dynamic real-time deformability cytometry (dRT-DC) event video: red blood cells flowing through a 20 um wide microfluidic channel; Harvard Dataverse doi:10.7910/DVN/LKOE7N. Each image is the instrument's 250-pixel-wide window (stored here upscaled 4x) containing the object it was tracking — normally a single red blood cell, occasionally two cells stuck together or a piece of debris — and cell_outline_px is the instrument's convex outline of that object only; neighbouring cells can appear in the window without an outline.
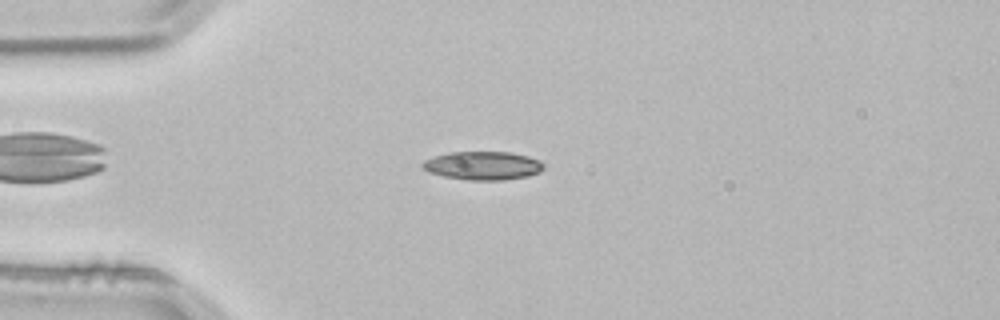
{"species": "common noctule bat (a hibernating species)", "species_latin": "Nyctalus noctula", "temperature_condition": "room temperature", "stored_images_in_passage": 4, "camera_frame_rate_fps": 3000, "um_per_image_px": 0.085, "animal": {"sex": "male", "body_mass_g": 21.5, "forearm_length_mm": 52.0}, "frame": {"image": 1, "passage_image": 3, "time_ms": 0.667, "image_size_px": [1000, 320], "cell_outline_px": [[544, 168], [540, 172], [528, 176], [504, 180], [468, 180], [444, 176], [428, 172], [420, 164], [424, 160], [448, 152], [512, 152], [528, 156], [540, 160], [544, 164]], "centroid_in_image_um": [41.07, 14.07], "position_along_channel_um": 43.9, "area_um2": 20.17}}
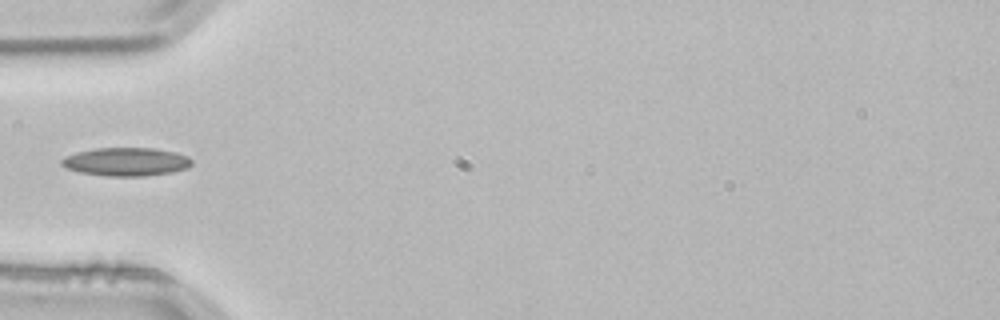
{"frame": {"image": 2, "passage_image": 4, "time_ms": 1.0, "image_size_px": [1000, 320], "cell_outline_px": [[192, 164], [188, 168], [172, 172], [144, 176], [108, 176], [80, 172], [64, 168], [60, 164], [60, 160], [64, 156], [76, 152], [96, 148], [152, 148], [176, 152], [188, 156], [192, 160]], "centroid_in_image_um": [10.7, 13.75], "position_along_channel_um": 74.3, "area_um2": 21.68}}